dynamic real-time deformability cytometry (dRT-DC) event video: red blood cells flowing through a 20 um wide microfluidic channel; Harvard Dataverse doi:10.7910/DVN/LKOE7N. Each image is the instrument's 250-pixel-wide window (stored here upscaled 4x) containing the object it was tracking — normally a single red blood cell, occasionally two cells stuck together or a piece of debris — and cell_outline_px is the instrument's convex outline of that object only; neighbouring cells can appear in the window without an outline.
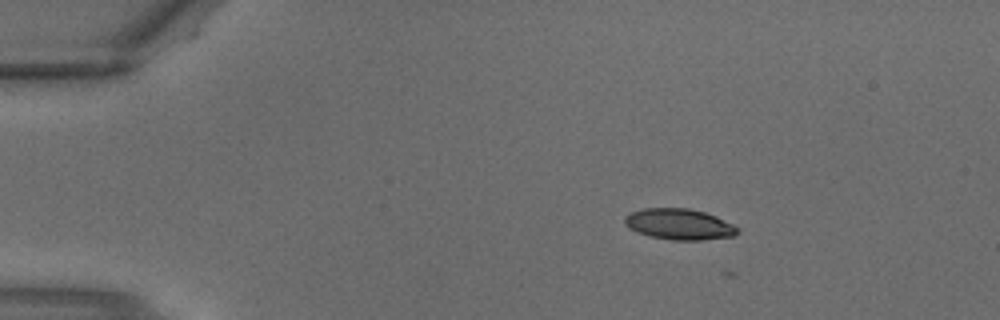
{"species": "common noctule bat (a hibernating species)", "species_latin": "Nyctalus noctula", "temperature_condition": "warm", "stored_images_in_passage": 3, "camera_frame_rate_fps": 3000, "um_per_image_px": 0.085, "animal": {"sex": "male", "body_mass_g": 18.8}, "frame": {"image": 1, "passage_image": 2, "time_ms": 0.333, "image_size_px": [1000, 320], "cell_outline_px": [[740, 228], [732, 236], [700, 240], [672, 240], [652, 236], [636, 232], [628, 228], [624, 224], [624, 216], [632, 212], [644, 208], [688, 208], [704, 212], [716, 216]], "centroid_in_image_um": [57.69, 19.05], "position_along_channel_um": 27.3, "area_um2": 20.23}}